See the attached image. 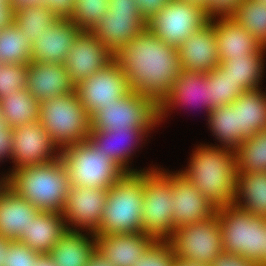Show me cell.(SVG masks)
I'll return each mask as SVG.
<instances>
[{"mask_svg":"<svg viewBox=\"0 0 266 266\" xmlns=\"http://www.w3.org/2000/svg\"><path fill=\"white\" fill-rule=\"evenodd\" d=\"M129 88L158 106L181 71L178 49L167 45L146 27L115 54Z\"/></svg>","mask_w":266,"mask_h":266,"instance_id":"obj_1","label":"cell"},{"mask_svg":"<svg viewBox=\"0 0 266 266\" xmlns=\"http://www.w3.org/2000/svg\"><path fill=\"white\" fill-rule=\"evenodd\" d=\"M191 156L188 168L179 172L216 208L232 204L237 178L235 150L200 145Z\"/></svg>","mask_w":266,"mask_h":266,"instance_id":"obj_2","label":"cell"},{"mask_svg":"<svg viewBox=\"0 0 266 266\" xmlns=\"http://www.w3.org/2000/svg\"><path fill=\"white\" fill-rule=\"evenodd\" d=\"M4 178L11 189L39 211L63 212L71 185L61 158L15 169Z\"/></svg>","mask_w":266,"mask_h":266,"instance_id":"obj_3","label":"cell"},{"mask_svg":"<svg viewBox=\"0 0 266 266\" xmlns=\"http://www.w3.org/2000/svg\"><path fill=\"white\" fill-rule=\"evenodd\" d=\"M144 170L126 173L108 188L101 224L94 235L142 232Z\"/></svg>","mask_w":266,"mask_h":266,"instance_id":"obj_4","label":"cell"},{"mask_svg":"<svg viewBox=\"0 0 266 266\" xmlns=\"http://www.w3.org/2000/svg\"><path fill=\"white\" fill-rule=\"evenodd\" d=\"M216 213L222 232L223 252L264 266L266 218L254 216L233 203L217 208Z\"/></svg>","mask_w":266,"mask_h":266,"instance_id":"obj_5","label":"cell"},{"mask_svg":"<svg viewBox=\"0 0 266 266\" xmlns=\"http://www.w3.org/2000/svg\"><path fill=\"white\" fill-rule=\"evenodd\" d=\"M39 122L60 150L90 135L89 114L75 92L42 101Z\"/></svg>","mask_w":266,"mask_h":266,"instance_id":"obj_6","label":"cell"},{"mask_svg":"<svg viewBox=\"0 0 266 266\" xmlns=\"http://www.w3.org/2000/svg\"><path fill=\"white\" fill-rule=\"evenodd\" d=\"M71 186L109 188L126 173L87 139L60 150Z\"/></svg>","mask_w":266,"mask_h":266,"instance_id":"obj_7","label":"cell"},{"mask_svg":"<svg viewBox=\"0 0 266 266\" xmlns=\"http://www.w3.org/2000/svg\"><path fill=\"white\" fill-rule=\"evenodd\" d=\"M149 170L144 171L142 232L155 240H168L176 228L172 174L154 167Z\"/></svg>","mask_w":266,"mask_h":266,"instance_id":"obj_8","label":"cell"},{"mask_svg":"<svg viewBox=\"0 0 266 266\" xmlns=\"http://www.w3.org/2000/svg\"><path fill=\"white\" fill-rule=\"evenodd\" d=\"M168 241L176 259L209 266L223 252L217 213L203 221L175 228Z\"/></svg>","mask_w":266,"mask_h":266,"instance_id":"obj_9","label":"cell"},{"mask_svg":"<svg viewBox=\"0 0 266 266\" xmlns=\"http://www.w3.org/2000/svg\"><path fill=\"white\" fill-rule=\"evenodd\" d=\"M159 122V106L150 98L134 91L104 106L90 118L91 130L116 131L130 127L151 131ZM151 129V130H150Z\"/></svg>","mask_w":266,"mask_h":266,"instance_id":"obj_10","label":"cell"},{"mask_svg":"<svg viewBox=\"0 0 266 266\" xmlns=\"http://www.w3.org/2000/svg\"><path fill=\"white\" fill-rule=\"evenodd\" d=\"M205 9L184 0H169L147 20V28L167 45L178 48L193 32L209 22Z\"/></svg>","mask_w":266,"mask_h":266,"instance_id":"obj_11","label":"cell"},{"mask_svg":"<svg viewBox=\"0 0 266 266\" xmlns=\"http://www.w3.org/2000/svg\"><path fill=\"white\" fill-rule=\"evenodd\" d=\"M108 11L90 32L114 55L147 27L135 0H109Z\"/></svg>","mask_w":266,"mask_h":266,"instance_id":"obj_12","label":"cell"},{"mask_svg":"<svg viewBox=\"0 0 266 266\" xmlns=\"http://www.w3.org/2000/svg\"><path fill=\"white\" fill-rule=\"evenodd\" d=\"M130 91L128 80L115 59L104 69L75 85L78 100L90 118L104 106L118 102Z\"/></svg>","mask_w":266,"mask_h":266,"instance_id":"obj_13","label":"cell"},{"mask_svg":"<svg viewBox=\"0 0 266 266\" xmlns=\"http://www.w3.org/2000/svg\"><path fill=\"white\" fill-rule=\"evenodd\" d=\"M12 145V162L15 163V167L11 173L18 168L52 162L60 158V149L39 121L13 128Z\"/></svg>","mask_w":266,"mask_h":266,"instance_id":"obj_14","label":"cell"},{"mask_svg":"<svg viewBox=\"0 0 266 266\" xmlns=\"http://www.w3.org/2000/svg\"><path fill=\"white\" fill-rule=\"evenodd\" d=\"M107 193L102 187L70 186L62 212L68 230L83 228L94 233L101 224Z\"/></svg>","mask_w":266,"mask_h":266,"instance_id":"obj_15","label":"cell"},{"mask_svg":"<svg viewBox=\"0 0 266 266\" xmlns=\"http://www.w3.org/2000/svg\"><path fill=\"white\" fill-rule=\"evenodd\" d=\"M114 57L90 31H81L73 41L64 65L73 83L77 85L108 66Z\"/></svg>","mask_w":266,"mask_h":266,"instance_id":"obj_16","label":"cell"},{"mask_svg":"<svg viewBox=\"0 0 266 266\" xmlns=\"http://www.w3.org/2000/svg\"><path fill=\"white\" fill-rule=\"evenodd\" d=\"M173 225L192 224L210 218L216 207L179 171L172 174Z\"/></svg>","mask_w":266,"mask_h":266,"instance_id":"obj_17","label":"cell"},{"mask_svg":"<svg viewBox=\"0 0 266 266\" xmlns=\"http://www.w3.org/2000/svg\"><path fill=\"white\" fill-rule=\"evenodd\" d=\"M177 49L181 70L209 73L219 66L215 28L210 21Z\"/></svg>","mask_w":266,"mask_h":266,"instance_id":"obj_18","label":"cell"},{"mask_svg":"<svg viewBox=\"0 0 266 266\" xmlns=\"http://www.w3.org/2000/svg\"><path fill=\"white\" fill-rule=\"evenodd\" d=\"M80 32L81 29L72 20L59 18L32 43V61L64 64Z\"/></svg>","mask_w":266,"mask_h":266,"instance_id":"obj_19","label":"cell"},{"mask_svg":"<svg viewBox=\"0 0 266 266\" xmlns=\"http://www.w3.org/2000/svg\"><path fill=\"white\" fill-rule=\"evenodd\" d=\"M27 67V89L39 103L75 92V84L64 64L32 61Z\"/></svg>","mask_w":266,"mask_h":266,"instance_id":"obj_20","label":"cell"},{"mask_svg":"<svg viewBox=\"0 0 266 266\" xmlns=\"http://www.w3.org/2000/svg\"><path fill=\"white\" fill-rule=\"evenodd\" d=\"M187 103L201 104L208 114L214 108L211 104V86L207 82L206 73L186 70L179 72V77L175 80L170 92L159 104V122L166 117L169 110L175 109V105H188Z\"/></svg>","mask_w":266,"mask_h":266,"instance_id":"obj_21","label":"cell"},{"mask_svg":"<svg viewBox=\"0 0 266 266\" xmlns=\"http://www.w3.org/2000/svg\"><path fill=\"white\" fill-rule=\"evenodd\" d=\"M96 251L113 266H133L155 239L144 232L94 235Z\"/></svg>","mask_w":266,"mask_h":266,"instance_id":"obj_22","label":"cell"},{"mask_svg":"<svg viewBox=\"0 0 266 266\" xmlns=\"http://www.w3.org/2000/svg\"><path fill=\"white\" fill-rule=\"evenodd\" d=\"M146 133L148 132L144 128L136 127L116 131L90 130V135L87 140L100 150L101 154H106L125 173H137L140 170L128 168L129 166L127 164L132 154L131 152H134L133 149L135 148L133 147H137L135 145H138L139 141L143 140V136Z\"/></svg>","mask_w":266,"mask_h":266,"instance_id":"obj_23","label":"cell"},{"mask_svg":"<svg viewBox=\"0 0 266 266\" xmlns=\"http://www.w3.org/2000/svg\"><path fill=\"white\" fill-rule=\"evenodd\" d=\"M209 21L215 28L219 62L235 58H246L259 52L263 46L231 16ZM215 21V22H214Z\"/></svg>","mask_w":266,"mask_h":266,"instance_id":"obj_24","label":"cell"},{"mask_svg":"<svg viewBox=\"0 0 266 266\" xmlns=\"http://www.w3.org/2000/svg\"><path fill=\"white\" fill-rule=\"evenodd\" d=\"M40 211L9 185L0 187V236L16 241Z\"/></svg>","mask_w":266,"mask_h":266,"instance_id":"obj_25","label":"cell"},{"mask_svg":"<svg viewBox=\"0 0 266 266\" xmlns=\"http://www.w3.org/2000/svg\"><path fill=\"white\" fill-rule=\"evenodd\" d=\"M68 231L61 212L40 211L16 240L40 254H48Z\"/></svg>","mask_w":266,"mask_h":266,"instance_id":"obj_26","label":"cell"},{"mask_svg":"<svg viewBox=\"0 0 266 266\" xmlns=\"http://www.w3.org/2000/svg\"><path fill=\"white\" fill-rule=\"evenodd\" d=\"M229 106L237 111L239 136L243 140L266 129V93L260 88L243 92Z\"/></svg>","mask_w":266,"mask_h":266,"instance_id":"obj_27","label":"cell"},{"mask_svg":"<svg viewBox=\"0 0 266 266\" xmlns=\"http://www.w3.org/2000/svg\"><path fill=\"white\" fill-rule=\"evenodd\" d=\"M89 237L79 230H68L48 253L56 266H86L96 250L93 232Z\"/></svg>","mask_w":266,"mask_h":266,"instance_id":"obj_28","label":"cell"},{"mask_svg":"<svg viewBox=\"0 0 266 266\" xmlns=\"http://www.w3.org/2000/svg\"><path fill=\"white\" fill-rule=\"evenodd\" d=\"M233 204L254 216L266 218V172H237Z\"/></svg>","mask_w":266,"mask_h":266,"instance_id":"obj_29","label":"cell"},{"mask_svg":"<svg viewBox=\"0 0 266 266\" xmlns=\"http://www.w3.org/2000/svg\"><path fill=\"white\" fill-rule=\"evenodd\" d=\"M266 47H263L254 55L246 58L221 60L219 66L225 71V75L231 79L243 92L259 88V82L263 77L264 59Z\"/></svg>","mask_w":266,"mask_h":266,"instance_id":"obj_30","label":"cell"},{"mask_svg":"<svg viewBox=\"0 0 266 266\" xmlns=\"http://www.w3.org/2000/svg\"><path fill=\"white\" fill-rule=\"evenodd\" d=\"M0 107L4 120L12 128L39 121L40 103L28 89L17 90L1 98Z\"/></svg>","mask_w":266,"mask_h":266,"instance_id":"obj_31","label":"cell"},{"mask_svg":"<svg viewBox=\"0 0 266 266\" xmlns=\"http://www.w3.org/2000/svg\"><path fill=\"white\" fill-rule=\"evenodd\" d=\"M32 42L10 21L0 29V64H24L32 62Z\"/></svg>","mask_w":266,"mask_h":266,"instance_id":"obj_32","label":"cell"},{"mask_svg":"<svg viewBox=\"0 0 266 266\" xmlns=\"http://www.w3.org/2000/svg\"><path fill=\"white\" fill-rule=\"evenodd\" d=\"M59 18L45 5H30L12 13V22L33 43Z\"/></svg>","mask_w":266,"mask_h":266,"instance_id":"obj_33","label":"cell"},{"mask_svg":"<svg viewBox=\"0 0 266 266\" xmlns=\"http://www.w3.org/2000/svg\"><path fill=\"white\" fill-rule=\"evenodd\" d=\"M210 130L224 148L235 150L243 139L239 136L237 111L229 105L214 107L207 115Z\"/></svg>","mask_w":266,"mask_h":266,"instance_id":"obj_34","label":"cell"},{"mask_svg":"<svg viewBox=\"0 0 266 266\" xmlns=\"http://www.w3.org/2000/svg\"><path fill=\"white\" fill-rule=\"evenodd\" d=\"M237 172H266V129L243 140L235 149Z\"/></svg>","mask_w":266,"mask_h":266,"instance_id":"obj_35","label":"cell"},{"mask_svg":"<svg viewBox=\"0 0 266 266\" xmlns=\"http://www.w3.org/2000/svg\"><path fill=\"white\" fill-rule=\"evenodd\" d=\"M244 30L266 47V3L259 0H242L231 16Z\"/></svg>","mask_w":266,"mask_h":266,"instance_id":"obj_36","label":"cell"},{"mask_svg":"<svg viewBox=\"0 0 266 266\" xmlns=\"http://www.w3.org/2000/svg\"><path fill=\"white\" fill-rule=\"evenodd\" d=\"M207 82L211 86V104L214 107L230 105L243 91L225 75V71L218 66L206 73Z\"/></svg>","mask_w":266,"mask_h":266,"instance_id":"obj_37","label":"cell"},{"mask_svg":"<svg viewBox=\"0 0 266 266\" xmlns=\"http://www.w3.org/2000/svg\"><path fill=\"white\" fill-rule=\"evenodd\" d=\"M109 0H76L72 20L81 31H91L108 11Z\"/></svg>","mask_w":266,"mask_h":266,"instance_id":"obj_38","label":"cell"},{"mask_svg":"<svg viewBox=\"0 0 266 266\" xmlns=\"http://www.w3.org/2000/svg\"><path fill=\"white\" fill-rule=\"evenodd\" d=\"M27 80V65L0 64V99L14 91L27 89Z\"/></svg>","mask_w":266,"mask_h":266,"instance_id":"obj_39","label":"cell"},{"mask_svg":"<svg viewBox=\"0 0 266 266\" xmlns=\"http://www.w3.org/2000/svg\"><path fill=\"white\" fill-rule=\"evenodd\" d=\"M175 254L168 240H155L133 266H174Z\"/></svg>","mask_w":266,"mask_h":266,"instance_id":"obj_40","label":"cell"},{"mask_svg":"<svg viewBox=\"0 0 266 266\" xmlns=\"http://www.w3.org/2000/svg\"><path fill=\"white\" fill-rule=\"evenodd\" d=\"M40 255L22 242L9 241L5 249L3 266H34Z\"/></svg>","mask_w":266,"mask_h":266,"instance_id":"obj_41","label":"cell"},{"mask_svg":"<svg viewBox=\"0 0 266 266\" xmlns=\"http://www.w3.org/2000/svg\"><path fill=\"white\" fill-rule=\"evenodd\" d=\"M242 0H207L205 13L209 19H216V16H232Z\"/></svg>","mask_w":266,"mask_h":266,"instance_id":"obj_42","label":"cell"},{"mask_svg":"<svg viewBox=\"0 0 266 266\" xmlns=\"http://www.w3.org/2000/svg\"><path fill=\"white\" fill-rule=\"evenodd\" d=\"M76 0H43V5L47 6L58 18L69 19L75 7Z\"/></svg>","mask_w":266,"mask_h":266,"instance_id":"obj_43","label":"cell"},{"mask_svg":"<svg viewBox=\"0 0 266 266\" xmlns=\"http://www.w3.org/2000/svg\"><path fill=\"white\" fill-rule=\"evenodd\" d=\"M209 266H261L259 263L236 254L222 252Z\"/></svg>","mask_w":266,"mask_h":266,"instance_id":"obj_44","label":"cell"},{"mask_svg":"<svg viewBox=\"0 0 266 266\" xmlns=\"http://www.w3.org/2000/svg\"><path fill=\"white\" fill-rule=\"evenodd\" d=\"M135 2L143 18L147 21L166 6L169 0H135Z\"/></svg>","mask_w":266,"mask_h":266,"instance_id":"obj_45","label":"cell"},{"mask_svg":"<svg viewBox=\"0 0 266 266\" xmlns=\"http://www.w3.org/2000/svg\"><path fill=\"white\" fill-rule=\"evenodd\" d=\"M12 130L13 128L10 126L5 130H0V161L5 157L12 159Z\"/></svg>","mask_w":266,"mask_h":266,"instance_id":"obj_46","label":"cell"},{"mask_svg":"<svg viewBox=\"0 0 266 266\" xmlns=\"http://www.w3.org/2000/svg\"><path fill=\"white\" fill-rule=\"evenodd\" d=\"M12 21L9 2H0V29Z\"/></svg>","mask_w":266,"mask_h":266,"instance_id":"obj_47","label":"cell"},{"mask_svg":"<svg viewBox=\"0 0 266 266\" xmlns=\"http://www.w3.org/2000/svg\"><path fill=\"white\" fill-rule=\"evenodd\" d=\"M43 0H9L11 13L30 5L42 4Z\"/></svg>","mask_w":266,"mask_h":266,"instance_id":"obj_48","label":"cell"},{"mask_svg":"<svg viewBox=\"0 0 266 266\" xmlns=\"http://www.w3.org/2000/svg\"><path fill=\"white\" fill-rule=\"evenodd\" d=\"M86 266H113V263L95 250Z\"/></svg>","mask_w":266,"mask_h":266,"instance_id":"obj_49","label":"cell"},{"mask_svg":"<svg viewBox=\"0 0 266 266\" xmlns=\"http://www.w3.org/2000/svg\"><path fill=\"white\" fill-rule=\"evenodd\" d=\"M34 266H56L49 254H41Z\"/></svg>","mask_w":266,"mask_h":266,"instance_id":"obj_50","label":"cell"},{"mask_svg":"<svg viewBox=\"0 0 266 266\" xmlns=\"http://www.w3.org/2000/svg\"><path fill=\"white\" fill-rule=\"evenodd\" d=\"M8 242L9 240L4 239L3 237L0 236V266H3L5 249L7 247Z\"/></svg>","mask_w":266,"mask_h":266,"instance_id":"obj_51","label":"cell"},{"mask_svg":"<svg viewBox=\"0 0 266 266\" xmlns=\"http://www.w3.org/2000/svg\"><path fill=\"white\" fill-rule=\"evenodd\" d=\"M174 266H208V265L197 264L195 262H189L182 259H176Z\"/></svg>","mask_w":266,"mask_h":266,"instance_id":"obj_52","label":"cell"},{"mask_svg":"<svg viewBox=\"0 0 266 266\" xmlns=\"http://www.w3.org/2000/svg\"><path fill=\"white\" fill-rule=\"evenodd\" d=\"M184 1L190 2L193 5L200 6L203 9H206L207 6V0H184Z\"/></svg>","mask_w":266,"mask_h":266,"instance_id":"obj_53","label":"cell"},{"mask_svg":"<svg viewBox=\"0 0 266 266\" xmlns=\"http://www.w3.org/2000/svg\"><path fill=\"white\" fill-rule=\"evenodd\" d=\"M7 127H8V124L4 120L3 114L1 112V107H0V130H5Z\"/></svg>","mask_w":266,"mask_h":266,"instance_id":"obj_54","label":"cell"},{"mask_svg":"<svg viewBox=\"0 0 266 266\" xmlns=\"http://www.w3.org/2000/svg\"><path fill=\"white\" fill-rule=\"evenodd\" d=\"M264 266H266V222H265V254H264Z\"/></svg>","mask_w":266,"mask_h":266,"instance_id":"obj_55","label":"cell"},{"mask_svg":"<svg viewBox=\"0 0 266 266\" xmlns=\"http://www.w3.org/2000/svg\"><path fill=\"white\" fill-rule=\"evenodd\" d=\"M5 183V178L0 180V187Z\"/></svg>","mask_w":266,"mask_h":266,"instance_id":"obj_56","label":"cell"},{"mask_svg":"<svg viewBox=\"0 0 266 266\" xmlns=\"http://www.w3.org/2000/svg\"><path fill=\"white\" fill-rule=\"evenodd\" d=\"M0 2H9V0H0Z\"/></svg>","mask_w":266,"mask_h":266,"instance_id":"obj_57","label":"cell"}]
</instances>
